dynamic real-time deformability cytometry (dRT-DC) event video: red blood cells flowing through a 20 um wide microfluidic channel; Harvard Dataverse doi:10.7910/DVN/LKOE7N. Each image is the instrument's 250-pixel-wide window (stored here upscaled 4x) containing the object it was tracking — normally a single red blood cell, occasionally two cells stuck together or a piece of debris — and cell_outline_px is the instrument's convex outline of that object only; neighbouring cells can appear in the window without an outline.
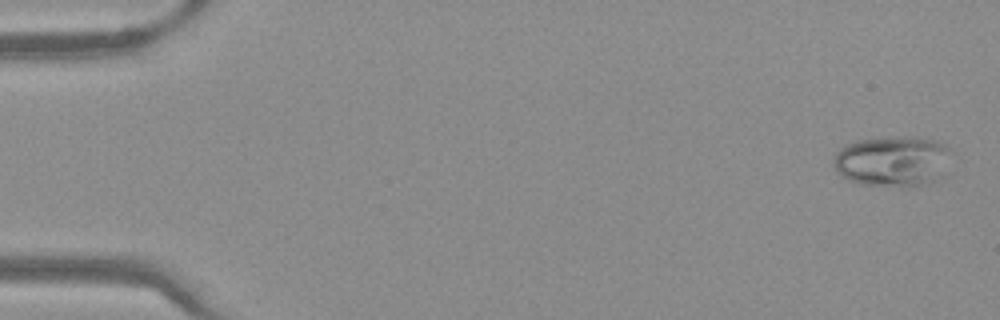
{"species": "Egyptian fruit bat (a non-hibernating species)", "species_latin": "Rousettus aegyptiacus", "temperature_condition": "warm", "stored_images_in_passage": 49, "camera_frame_rate_fps": 3000, "um_per_image_px": 0.085, "frame": {"image": 1, "passage_image": 1, "time_ms": 0.0, "image_size_px": [1000, 320], "cell_outline_px": [[956, 152], [940, 180], [928, 184], [908, 188], [860, 184], [848, 180], [836, 172], [832, 160], [836, 152], [844, 144], [856, 140], [888, 136], [936, 140], [952, 148]], "centroid_in_image_um": [75.93, 13.72], "position_along_channel_um": 9.1, "area_um2": 36.07}}
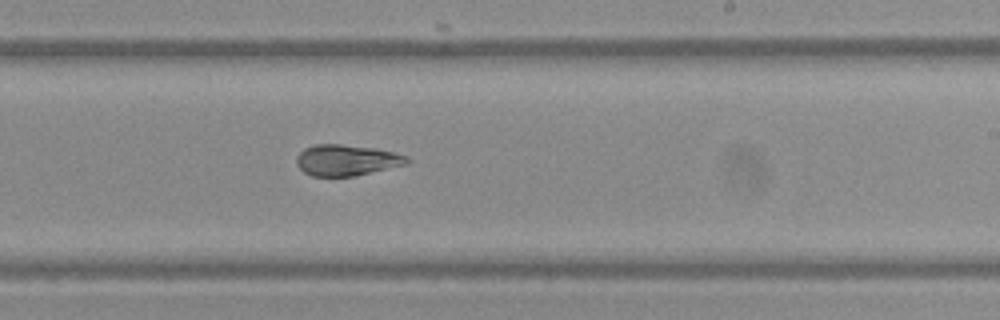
{"frame": {"image": 2, "passage_image": 30, "time_ms": 9.667, "image_size_px": [1000, 320], "cell_outline_px": [[412, 160], [408, 164], [356, 176], [312, 176], [304, 172], [296, 164], [296, 156], [304, 148], [316, 144], [340, 144], [376, 148], [408, 156]], "centroid_in_image_um": [29.48, 13.61], "position_along_channel_um": 259.5, "area_um2": 20.17}}
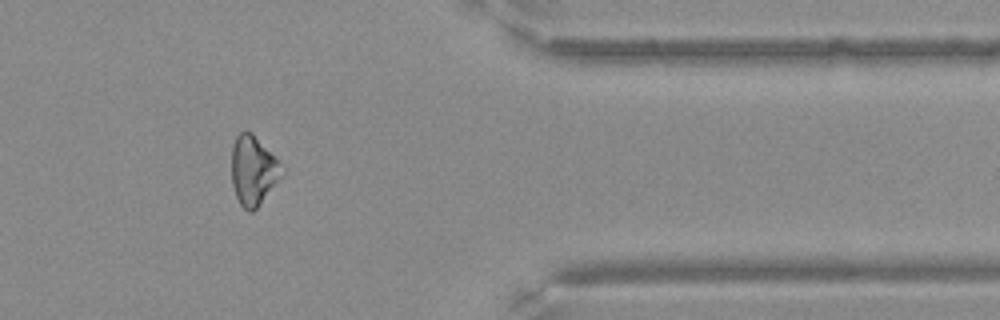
{"frame": {"image": 3, "passage_image": 41, "time_ms": 13.333, "image_size_px": [1000, 320], "cell_outline_px": [[284, 176], [260, 204], [252, 212], [248, 212], [240, 204], [236, 196], [232, 184], [232, 144], [236, 136], [244, 128], [252, 132], [276, 160], [284, 172]], "centroid_in_image_um": [21.51, 14.5], "position_along_channel_um": 389.9, "area_um2": 20.29}}